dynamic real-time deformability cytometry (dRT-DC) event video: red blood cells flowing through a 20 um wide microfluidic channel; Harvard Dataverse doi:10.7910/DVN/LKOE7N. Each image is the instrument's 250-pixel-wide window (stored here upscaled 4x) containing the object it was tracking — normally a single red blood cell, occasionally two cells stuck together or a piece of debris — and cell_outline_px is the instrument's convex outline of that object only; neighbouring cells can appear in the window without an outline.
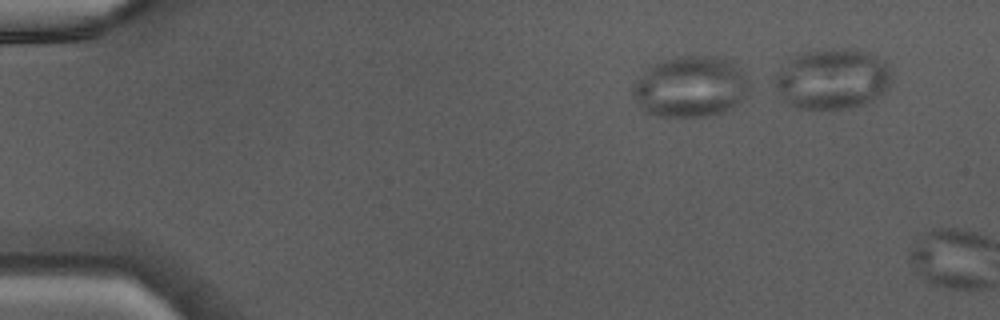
{"species": "Egyptian fruit bat (a non-hibernating species)", "species_latin": "Rousettus aegyptiacus", "temperature_condition": "warm", "stored_images_in_passage": 6, "camera_frame_rate_fps": 3000, "um_per_image_px": 0.085, "animal": {"sex": "male"}, "frame": {"image": 1, "passage_image": 4, "time_ms": 1.0, "image_size_px": [1000, 320], "cell_outline_px": [[752, 88], [732, 108], [724, 112], [704, 116], [656, 116], [644, 112], [640, 108], [632, 92], [632, 84], [652, 64], [664, 60], [684, 56], [732, 56], [744, 72]], "centroid_in_image_um": [58.74, 7.34], "position_along_channel_um": 26.3, "area_um2": 42.02}}